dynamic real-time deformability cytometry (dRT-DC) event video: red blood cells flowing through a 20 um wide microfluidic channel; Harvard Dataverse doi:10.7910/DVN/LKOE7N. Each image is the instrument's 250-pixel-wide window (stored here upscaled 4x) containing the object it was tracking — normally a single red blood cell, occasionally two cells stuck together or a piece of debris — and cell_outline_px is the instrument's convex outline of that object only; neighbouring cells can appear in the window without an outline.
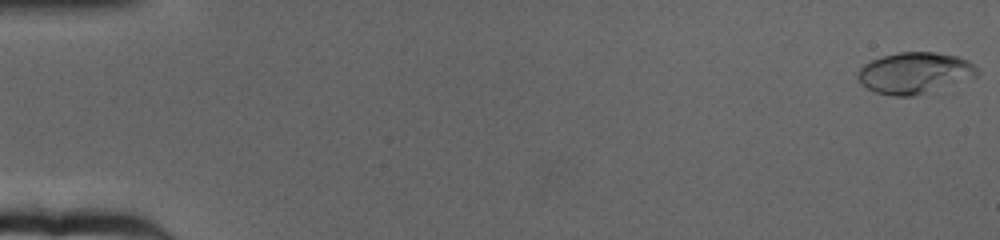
{"species": "human", "species_latin": "Homo sapiens", "temperature_condition": "cold", "stored_images_in_passage": 67, "camera_frame_rate_fps": 3000, "um_per_image_px": 0.085, "donor": {"sex": "female"}, "frame": {"image": 1, "passage_image": 1, "time_ms": 0.0, "image_size_px": [1000, 240], "cell_outline_px": [[980, 72], [976, 76], [912, 96], [892, 96], [876, 92], [860, 84], [856, 76], [860, 68], [864, 64], [872, 60], [884, 56], [900, 52], [932, 52], [956, 56], [968, 60]], "centroid_in_image_um": [77.69, 6.19], "position_along_channel_um": 7.3, "area_um2": 28.15}}
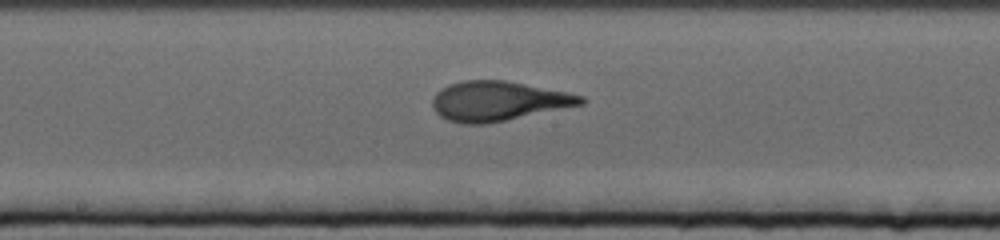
{"frame": {"image": 2, "passage_image": 37, "time_ms": 12.0, "image_size_px": [1000, 240], "cell_outline_px": [[588, 100], [584, 104], [484, 124], [464, 124], [448, 120], [440, 116], [436, 112], [432, 104], [432, 100], [436, 92], [440, 88], [448, 84], [460, 80], [504, 80], [568, 92], [584, 96]], "centroid_in_image_um": [42.33, 8.58], "position_along_channel_um": 205.9, "area_um2": 34.22}}
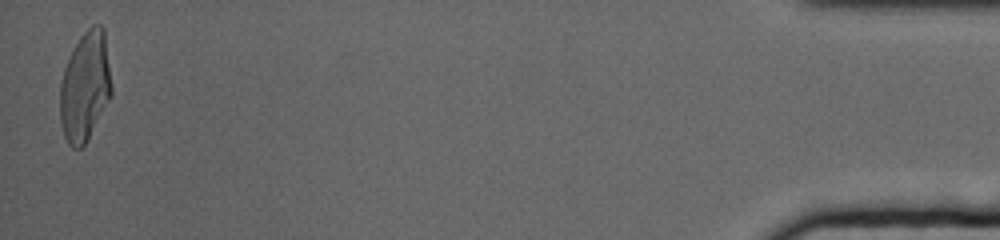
{"frame": {"image": 3, "passage_image": 66, "time_ms": 21.667, "image_size_px": [1000, 240], "cell_outline_px": [[112, 96], [84, 144], [80, 148], [72, 148], [68, 144], [64, 136], [60, 120], [60, 84], [64, 68], [68, 56], [80, 36], [92, 24], [100, 24], [104, 28], [112, 84]], "centroid_in_image_um": [7.23, 7.32], "position_along_channel_um": 428.0, "area_um2": 33.06}, "authors_computed_cell_mechanics": {"area_um2": 32.7148, "velocity_mm_per_s": 3.1545, "shape_relaxation_time_tau1_ms": 9.4051, "shape_relaxation_time_tau2_ms": 1.1928, "deformation_change_tau1": 0.2722, "deformation_change_tau2": 0.0932}}